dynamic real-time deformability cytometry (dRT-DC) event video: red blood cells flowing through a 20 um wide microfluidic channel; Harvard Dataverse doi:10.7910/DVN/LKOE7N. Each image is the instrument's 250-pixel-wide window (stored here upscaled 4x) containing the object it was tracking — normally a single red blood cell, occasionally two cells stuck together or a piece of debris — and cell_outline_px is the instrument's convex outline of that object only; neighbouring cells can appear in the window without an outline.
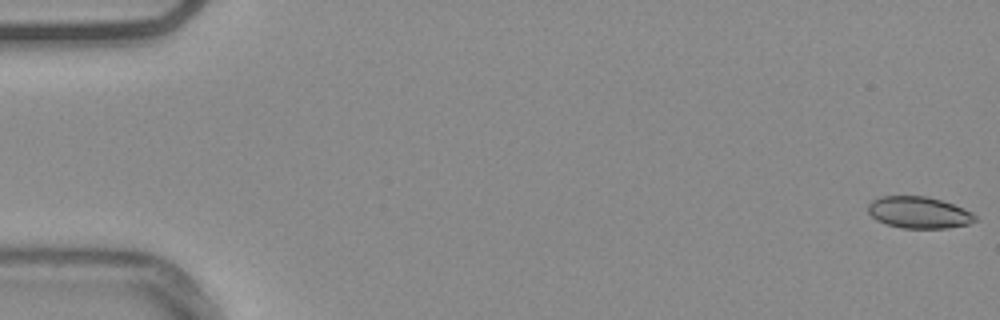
{"species": "common noctule bat (a hibernating species)", "species_latin": "Nyctalus noctula", "temperature_condition": "warm", "stored_images_in_passage": 55, "camera_frame_rate_fps": 3000, "um_per_image_px": 0.085, "animal": {"sex": "male", "body_mass_g": 20.4}, "frame": {"image": 1, "passage_image": 1, "time_ms": 0.0, "image_size_px": [1000, 320], "cell_outline_px": [[976, 220], [968, 224], [948, 228], [904, 228], [888, 224], [876, 220], [868, 212], [868, 204], [872, 200], [880, 196], [924, 196], [940, 200], [964, 208], [972, 212], [976, 216]], "centroid_in_image_um": [78.1, 18.06], "position_along_channel_um": 6.9, "area_um2": 19.65}}
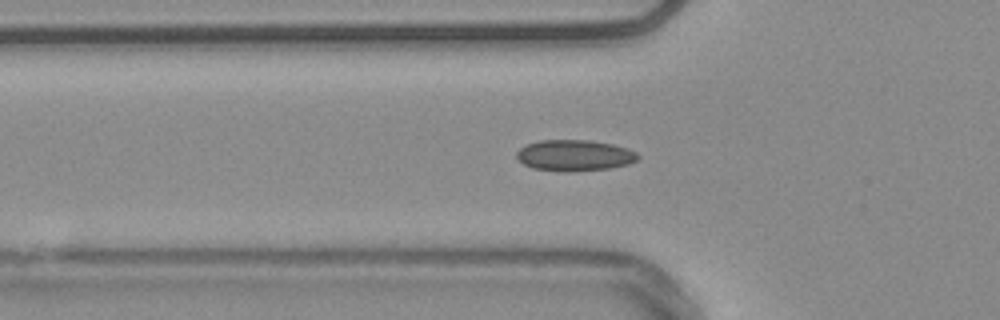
{"frame": {"image": 2, "passage_image": 19, "time_ms": 6.0, "image_size_px": [1000, 320], "cell_outline_px": [[640, 156], [636, 160], [628, 164], [608, 168], [572, 172], [564, 172], [532, 168], [524, 164], [516, 156], [516, 152], [524, 144], [540, 140], [588, 140], [612, 144], [628, 148], [636, 152]], "centroid_in_image_um": [48.81, 13.21], "position_along_channel_um": 77.0, "area_um2": 22.08}}
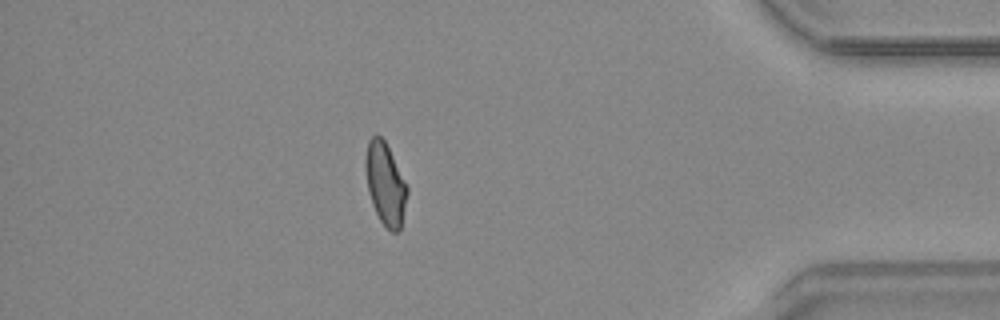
{"frame": {"image": 3, "passage_image": 48, "time_ms": 15.667, "image_size_px": [1000, 320], "cell_outline_px": [[408, 192], [400, 228], [396, 232], [392, 232], [380, 220], [372, 204], [368, 188], [364, 164], [364, 160], [368, 140], [376, 132], [384, 140], [408, 188]], "centroid_in_image_um": [32.73, 15.59], "position_along_channel_um": 402.5, "area_um2": 19.59}, "authors_computed_cell_mechanics": {"area_um2": 20.1144, "velocity_mm_per_s": 3.7774, "shape_relaxation_time_tau1_ms": null, "shape_relaxation_time_tau2_ms": 1.2219, "deformation_change_tau1": null, "deformation_change_tau2": 0.0599}}